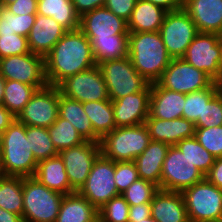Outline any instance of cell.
<instances>
[{"label": "cell", "instance_id": "1", "mask_svg": "<svg viewBox=\"0 0 222 222\" xmlns=\"http://www.w3.org/2000/svg\"><path fill=\"white\" fill-rule=\"evenodd\" d=\"M48 85L57 86L65 78L96 64L90 40L80 30L67 31L44 57Z\"/></svg>", "mask_w": 222, "mask_h": 222}, {"label": "cell", "instance_id": "2", "mask_svg": "<svg viewBox=\"0 0 222 222\" xmlns=\"http://www.w3.org/2000/svg\"><path fill=\"white\" fill-rule=\"evenodd\" d=\"M128 57L149 83L157 82L172 60L160 32H129Z\"/></svg>", "mask_w": 222, "mask_h": 222}, {"label": "cell", "instance_id": "3", "mask_svg": "<svg viewBox=\"0 0 222 222\" xmlns=\"http://www.w3.org/2000/svg\"><path fill=\"white\" fill-rule=\"evenodd\" d=\"M38 162L33 156L26 126L15 119L3 132L0 171L4 176H34Z\"/></svg>", "mask_w": 222, "mask_h": 222}, {"label": "cell", "instance_id": "4", "mask_svg": "<svg viewBox=\"0 0 222 222\" xmlns=\"http://www.w3.org/2000/svg\"><path fill=\"white\" fill-rule=\"evenodd\" d=\"M23 222H56L63 194L42 185L34 176L22 177Z\"/></svg>", "mask_w": 222, "mask_h": 222}, {"label": "cell", "instance_id": "5", "mask_svg": "<svg viewBox=\"0 0 222 222\" xmlns=\"http://www.w3.org/2000/svg\"><path fill=\"white\" fill-rule=\"evenodd\" d=\"M151 141L145 124L116 127L100 139L101 154L114 161H134Z\"/></svg>", "mask_w": 222, "mask_h": 222}, {"label": "cell", "instance_id": "6", "mask_svg": "<svg viewBox=\"0 0 222 222\" xmlns=\"http://www.w3.org/2000/svg\"><path fill=\"white\" fill-rule=\"evenodd\" d=\"M181 194L189 222H222V190L206 178Z\"/></svg>", "mask_w": 222, "mask_h": 222}, {"label": "cell", "instance_id": "7", "mask_svg": "<svg viewBox=\"0 0 222 222\" xmlns=\"http://www.w3.org/2000/svg\"><path fill=\"white\" fill-rule=\"evenodd\" d=\"M98 66L111 101L143 91L150 84L136 71L128 56L102 62Z\"/></svg>", "mask_w": 222, "mask_h": 222}, {"label": "cell", "instance_id": "8", "mask_svg": "<svg viewBox=\"0 0 222 222\" xmlns=\"http://www.w3.org/2000/svg\"><path fill=\"white\" fill-rule=\"evenodd\" d=\"M182 58L221 84L222 43L218 34L199 32Z\"/></svg>", "mask_w": 222, "mask_h": 222}, {"label": "cell", "instance_id": "9", "mask_svg": "<svg viewBox=\"0 0 222 222\" xmlns=\"http://www.w3.org/2000/svg\"><path fill=\"white\" fill-rule=\"evenodd\" d=\"M205 179L199 169L175 145L170 146L162 165L160 189L182 192Z\"/></svg>", "mask_w": 222, "mask_h": 222}, {"label": "cell", "instance_id": "10", "mask_svg": "<svg viewBox=\"0 0 222 222\" xmlns=\"http://www.w3.org/2000/svg\"><path fill=\"white\" fill-rule=\"evenodd\" d=\"M114 175L115 162L100 154L78 192L99 210L110 199L120 195Z\"/></svg>", "mask_w": 222, "mask_h": 222}, {"label": "cell", "instance_id": "11", "mask_svg": "<svg viewBox=\"0 0 222 222\" xmlns=\"http://www.w3.org/2000/svg\"><path fill=\"white\" fill-rule=\"evenodd\" d=\"M159 32L172 58H182L199 33L192 18L183 8L167 12Z\"/></svg>", "mask_w": 222, "mask_h": 222}, {"label": "cell", "instance_id": "12", "mask_svg": "<svg viewBox=\"0 0 222 222\" xmlns=\"http://www.w3.org/2000/svg\"><path fill=\"white\" fill-rule=\"evenodd\" d=\"M57 87L60 94L82 103L110 100L98 65L65 78Z\"/></svg>", "mask_w": 222, "mask_h": 222}, {"label": "cell", "instance_id": "13", "mask_svg": "<svg viewBox=\"0 0 222 222\" xmlns=\"http://www.w3.org/2000/svg\"><path fill=\"white\" fill-rule=\"evenodd\" d=\"M60 91L47 85L39 89L16 117L25 126L49 128L59 115Z\"/></svg>", "mask_w": 222, "mask_h": 222}, {"label": "cell", "instance_id": "14", "mask_svg": "<svg viewBox=\"0 0 222 222\" xmlns=\"http://www.w3.org/2000/svg\"><path fill=\"white\" fill-rule=\"evenodd\" d=\"M0 74L6 80L35 86L38 90L48 85L44 57L31 52L0 59Z\"/></svg>", "mask_w": 222, "mask_h": 222}, {"label": "cell", "instance_id": "15", "mask_svg": "<svg viewBox=\"0 0 222 222\" xmlns=\"http://www.w3.org/2000/svg\"><path fill=\"white\" fill-rule=\"evenodd\" d=\"M214 81L183 58H172L157 83L178 93L188 94L208 88Z\"/></svg>", "mask_w": 222, "mask_h": 222}, {"label": "cell", "instance_id": "16", "mask_svg": "<svg viewBox=\"0 0 222 222\" xmlns=\"http://www.w3.org/2000/svg\"><path fill=\"white\" fill-rule=\"evenodd\" d=\"M100 154L99 142L90 141H85L80 145L59 152L64 162L70 186L75 191H79L85 184L92 166Z\"/></svg>", "mask_w": 222, "mask_h": 222}, {"label": "cell", "instance_id": "17", "mask_svg": "<svg viewBox=\"0 0 222 222\" xmlns=\"http://www.w3.org/2000/svg\"><path fill=\"white\" fill-rule=\"evenodd\" d=\"M79 29L87 38H106L112 35H129L128 22L106 7L96 8L80 17Z\"/></svg>", "mask_w": 222, "mask_h": 222}, {"label": "cell", "instance_id": "18", "mask_svg": "<svg viewBox=\"0 0 222 222\" xmlns=\"http://www.w3.org/2000/svg\"><path fill=\"white\" fill-rule=\"evenodd\" d=\"M151 83L143 90L112 101L116 127L144 124L149 116Z\"/></svg>", "mask_w": 222, "mask_h": 222}, {"label": "cell", "instance_id": "19", "mask_svg": "<svg viewBox=\"0 0 222 222\" xmlns=\"http://www.w3.org/2000/svg\"><path fill=\"white\" fill-rule=\"evenodd\" d=\"M183 9L201 33L222 31V0H183Z\"/></svg>", "mask_w": 222, "mask_h": 222}, {"label": "cell", "instance_id": "20", "mask_svg": "<svg viewBox=\"0 0 222 222\" xmlns=\"http://www.w3.org/2000/svg\"><path fill=\"white\" fill-rule=\"evenodd\" d=\"M66 32L52 17L36 14L35 23L27 37L30 52L45 57Z\"/></svg>", "mask_w": 222, "mask_h": 222}, {"label": "cell", "instance_id": "21", "mask_svg": "<svg viewBox=\"0 0 222 222\" xmlns=\"http://www.w3.org/2000/svg\"><path fill=\"white\" fill-rule=\"evenodd\" d=\"M144 124L151 140L163 142L169 146H174L183 139L195 136V124L182 117L168 121L153 118L149 114Z\"/></svg>", "mask_w": 222, "mask_h": 222}, {"label": "cell", "instance_id": "22", "mask_svg": "<svg viewBox=\"0 0 222 222\" xmlns=\"http://www.w3.org/2000/svg\"><path fill=\"white\" fill-rule=\"evenodd\" d=\"M186 94L162 88L157 82L151 83L149 114L153 118L174 120L183 118Z\"/></svg>", "mask_w": 222, "mask_h": 222}, {"label": "cell", "instance_id": "23", "mask_svg": "<svg viewBox=\"0 0 222 222\" xmlns=\"http://www.w3.org/2000/svg\"><path fill=\"white\" fill-rule=\"evenodd\" d=\"M151 217L158 222H189L181 192L159 189L151 202Z\"/></svg>", "mask_w": 222, "mask_h": 222}, {"label": "cell", "instance_id": "24", "mask_svg": "<svg viewBox=\"0 0 222 222\" xmlns=\"http://www.w3.org/2000/svg\"><path fill=\"white\" fill-rule=\"evenodd\" d=\"M169 145L151 140L148 147L134 159L139 178L153 182L160 189L162 165Z\"/></svg>", "mask_w": 222, "mask_h": 222}, {"label": "cell", "instance_id": "25", "mask_svg": "<svg viewBox=\"0 0 222 222\" xmlns=\"http://www.w3.org/2000/svg\"><path fill=\"white\" fill-rule=\"evenodd\" d=\"M48 189L67 195L76 192L69 183L63 159L60 155L38 162L34 175Z\"/></svg>", "mask_w": 222, "mask_h": 222}, {"label": "cell", "instance_id": "26", "mask_svg": "<svg viewBox=\"0 0 222 222\" xmlns=\"http://www.w3.org/2000/svg\"><path fill=\"white\" fill-rule=\"evenodd\" d=\"M56 222H98V209L76 191L63 196Z\"/></svg>", "mask_w": 222, "mask_h": 222}, {"label": "cell", "instance_id": "27", "mask_svg": "<svg viewBox=\"0 0 222 222\" xmlns=\"http://www.w3.org/2000/svg\"><path fill=\"white\" fill-rule=\"evenodd\" d=\"M166 10L148 0H137L128 21L129 32H159Z\"/></svg>", "mask_w": 222, "mask_h": 222}, {"label": "cell", "instance_id": "28", "mask_svg": "<svg viewBox=\"0 0 222 222\" xmlns=\"http://www.w3.org/2000/svg\"><path fill=\"white\" fill-rule=\"evenodd\" d=\"M59 116L68 120L85 141L100 142V137L93 131L88 115L83 110L82 102L60 94Z\"/></svg>", "mask_w": 222, "mask_h": 222}, {"label": "cell", "instance_id": "29", "mask_svg": "<svg viewBox=\"0 0 222 222\" xmlns=\"http://www.w3.org/2000/svg\"><path fill=\"white\" fill-rule=\"evenodd\" d=\"M37 14L52 17L67 31L79 29L80 16L71 0H38Z\"/></svg>", "mask_w": 222, "mask_h": 222}, {"label": "cell", "instance_id": "30", "mask_svg": "<svg viewBox=\"0 0 222 222\" xmlns=\"http://www.w3.org/2000/svg\"><path fill=\"white\" fill-rule=\"evenodd\" d=\"M96 64L128 56V35H112L106 38H88Z\"/></svg>", "mask_w": 222, "mask_h": 222}, {"label": "cell", "instance_id": "31", "mask_svg": "<svg viewBox=\"0 0 222 222\" xmlns=\"http://www.w3.org/2000/svg\"><path fill=\"white\" fill-rule=\"evenodd\" d=\"M82 105L92 123L93 131L100 138L116 128L111 100L84 102Z\"/></svg>", "mask_w": 222, "mask_h": 222}, {"label": "cell", "instance_id": "32", "mask_svg": "<svg viewBox=\"0 0 222 222\" xmlns=\"http://www.w3.org/2000/svg\"><path fill=\"white\" fill-rule=\"evenodd\" d=\"M0 208L23 214V188L21 176H0Z\"/></svg>", "mask_w": 222, "mask_h": 222}, {"label": "cell", "instance_id": "33", "mask_svg": "<svg viewBox=\"0 0 222 222\" xmlns=\"http://www.w3.org/2000/svg\"><path fill=\"white\" fill-rule=\"evenodd\" d=\"M37 90L35 86L6 80L2 105L16 118Z\"/></svg>", "mask_w": 222, "mask_h": 222}, {"label": "cell", "instance_id": "34", "mask_svg": "<svg viewBox=\"0 0 222 222\" xmlns=\"http://www.w3.org/2000/svg\"><path fill=\"white\" fill-rule=\"evenodd\" d=\"M221 89L222 84L213 82L208 88L186 94L183 118L193 123L198 119H202L204 105H207Z\"/></svg>", "mask_w": 222, "mask_h": 222}, {"label": "cell", "instance_id": "35", "mask_svg": "<svg viewBox=\"0 0 222 222\" xmlns=\"http://www.w3.org/2000/svg\"><path fill=\"white\" fill-rule=\"evenodd\" d=\"M48 130L51 141L58 152L85 142L74 126L59 115L57 120L48 128Z\"/></svg>", "mask_w": 222, "mask_h": 222}, {"label": "cell", "instance_id": "36", "mask_svg": "<svg viewBox=\"0 0 222 222\" xmlns=\"http://www.w3.org/2000/svg\"><path fill=\"white\" fill-rule=\"evenodd\" d=\"M26 137L37 162L59 155L51 141L48 128L26 126Z\"/></svg>", "mask_w": 222, "mask_h": 222}, {"label": "cell", "instance_id": "37", "mask_svg": "<svg viewBox=\"0 0 222 222\" xmlns=\"http://www.w3.org/2000/svg\"><path fill=\"white\" fill-rule=\"evenodd\" d=\"M206 176L212 168L215 157L205 150L195 136L183 139L175 145Z\"/></svg>", "mask_w": 222, "mask_h": 222}, {"label": "cell", "instance_id": "38", "mask_svg": "<svg viewBox=\"0 0 222 222\" xmlns=\"http://www.w3.org/2000/svg\"><path fill=\"white\" fill-rule=\"evenodd\" d=\"M36 14L15 15L5 6L0 10V34H18L28 37Z\"/></svg>", "mask_w": 222, "mask_h": 222}, {"label": "cell", "instance_id": "39", "mask_svg": "<svg viewBox=\"0 0 222 222\" xmlns=\"http://www.w3.org/2000/svg\"><path fill=\"white\" fill-rule=\"evenodd\" d=\"M159 187L153 182L138 178L121 195L129 206L151 203Z\"/></svg>", "mask_w": 222, "mask_h": 222}, {"label": "cell", "instance_id": "40", "mask_svg": "<svg viewBox=\"0 0 222 222\" xmlns=\"http://www.w3.org/2000/svg\"><path fill=\"white\" fill-rule=\"evenodd\" d=\"M129 204L120 194L98 210V222H128Z\"/></svg>", "mask_w": 222, "mask_h": 222}, {"label": "cell", "instance_id": "41", "mask_svg": "<svg viewBox=\"0 0 222 222\" xmlns=\"http://www.w3.org/2000/svg\"><path fill=\"white\" fill-rule=\"evenodd\" d=\"M195 137L215 158L222 157V125L213 128H196Z\"/></svg>", "mask_w": 222, "mask_h": 222}, {"label": "cell", "instance_id": "42", "mask_svg": "<svg viewBox=\"0 0 222 222\" xmlns=\"http://www.w3.org/2000/svg\"><path fill=\"white\" fill-rule=\"evenodd\" d=\"M195 128H213L222 125V89L204 105L202 119H198Z\"/></svg>", "mask_w": 222, "mask_h": 222}, {"label": "cell", "instance_id": "43", "mask_svg": "<svg viewBox=\"0 0 222 222\" xmlns=\"http://www.w3.org/2000/svg\"><path fill=\"white\" fill-rule=\"evenodd\" d=\"M30 53L27 37L12 34H0V59Z\"/></svg>", "mask_w": 222, "mask_h": 222}, {"label": "cell", "instance_id": "44", "mask_svg": "<svg viewBox=\"0 0 222 222\" xmlns=\"http://www.w3.org/2000/svg\"><path fill=\"white\" fill-rule=\"evenodd\" d=\"M139 178L134 161L115 162V184L119 194H122L135 180Z\"/></svg>", "mask_w": 222, "mask_h": 222}, {"label": "cell", "instance_id": "45", "mask_svg": "<svg viewBox=\"0 0 222 222\" xmlns=\"http://www.w3.org/2000/svg\"><path fill=\"white\" fill-rule=\"evenodd\" d=\"M136 1L137 0H106L104 7L128 22L135 8Z\"/></svg>", "mask_w": 222, "mask_h": 222}, {"label": "cell", "instance_id": "46", "mask_svg": "<svg viewBox=\"0 0 222 222\" xmlns=\"http://www.w3.org/2000/svg\"><path fill=\"white\" fill-rule=\"evenodd\" d=\"M38 0H14L5 7L15 15L37 14Z\"/></svg>", "mask_w": 222, "mask_h": 222}, {"label": "cell", "instance_id": "47", "mask_svg": "<svg viewBox=\"0 0 222 222\" xmlns=\"http://www.w3.org/2000/svg\"><path fill=\"white\" fill-rule=\"evenodd\" d=\"M76 13L81 17L83 14L96 8L104 7L106 0H71Z\"/></svg>", "mask_w": 222, "mask_h": 222}, {"label": "cell", "instance_id": "48", "mask_svg": "<svg viewBox=\"0 0 222 222\" xmlns=\"http://www.w3.org/2000/svg\"><path fill=\"white\" fill-rule=\"evenodd\" d=\"M151 217V203L130 206L128 220H145Z\"/></svg>", "mask_w": 222, "mask_h": 222}, {"label": "cell", "instance_id": "49", "mask_svg": "<svg viewBox=\"0 0 222 222\" xmlns=\"http://www.w3.org/2000/svg\"><path fill=\"white\" fill-rule=\"evenodd\" d=\"M205 178L222 190V157L215 159L212 168Z\"/></svg>", "mask_w": 222, "mask_h": 222}, {"label": "cell", "instance_id": "50", "mask_svg": "<svg viewBox=\"0 0 222 222\" xmlns=\"http://www.w3.org/2000/svg\"><path fill=\"white\" fill-rule=\"evenodd\" d=\"M167 12L183 8V0H148Z\"/></svg>", "mask_w": 222, "mask_h": 222}, {"label": "cell", "instance_id": "51", "mask_svg": "<svg viewBox=\"0 0 222 222\" xmlns=\"http://www.w3.org/2000/svg\"><path fill=\"white\" fill-rule=\"evenodd\" d=\"M16 118L3 106L0 105V131L4 132Z\"/></svg>", "mask_w": 222, "mask_h": 222}, {"label": "cell", "instance_id": "52", "mask_svg": "<svg viewBox=\"0 0 222 222\" xmlns=\"http://www.w3.org/2000/svg\"><path fill=\"white\" fill-rule=\"evenodd\" d=\"M0 222H23L21 215L0 208Z\"/></svg>", "mask_w": 222, "mask_h": 222}, {"label": "cell", "instance_id": "53", "mask_svg": "<svg viewBox=\"0 0 222 222\" xmlns=\"http://www.w3.org/2000/svg\"><path fill=\"white\" fill-rule=\"evenodd\" d=\"M5 81L6 79L0 74V105L3 104Z\"/></svg>", "mask_w": 222, "mask_h": 222}, {"label": "cell", "instance_id": "54", "mask_svg": "<svg viewBox=\"0 0 222 222\" xmlns=\"http://www.w3.org/2000/svg\"><path fill=\"white\" fill-rule=\"evenodd\" d=\"M128 222H158L152 217L146 218L145 220H128Z\"/></svg>", "mask_w": 222, "mask_h": 222}, {"label": "cell", "instance_id": "55", "mask_svg": "<svg viewBox=\"0 0 222 222\" xmlns=\"http://www.w3.org/2000/svg\"><path fill=\"white\" fill-rule=\"evenodd\" d=\"M14 0H2L3 5L6 6L7 4L13 2Z\"/></svg>", "mask_w": 222, "mask_h": 222}, {"label": "cell", "instance_id": "56", "mask_svg": "<svg viewBox=\"0 0 222 222\" xmlns=\"http://www.w3.org/2000/svg\"><path fill=\"white\" fill-rule=\"evenodd\" d=\"M3 132L0 131V151L2 147Z\"/></svg>", "mask_w": 222, "mask_h": 222}, {"label": "cell", "instance_id": "57", "mask_svg": "<svg viewBox=\"0 0 222 222\" xmlns=\"http://www.w3.org/2000/svg\"><path fill=\"white\" fill-rule=\"evenodd\" d=\"M4 7L2 0H0V10Z\"/></svg>", "mask_w": 222, "mask_h": 222}, {"label": "cell", "instance_id": "58", "mask_svg": "<svg viewBox=\"0 0 222 222\" xmlns=\"http://www.w3.org/2000/svg\"><path fill=\"white\" fill-rule=\"evenodd\" d=\"M219 36H220V41H221V43H222V31H221V33L219 34Z\"/></svg>", "mask_w": 222, "mask_h": 222}, {"label": "cell", "instance_id": "59", "mask_svg": "<svg viewBox=\"0 0 222 222\" xmlns=\"http://www.w3.org/2000/svg\"><path fill=\"white\" fill-rule=\"evenodd\" d=\"M221 84H222V63H221Z\"/></svg>", "mask_w": 222, "mask_h": 222}]
</instances>
